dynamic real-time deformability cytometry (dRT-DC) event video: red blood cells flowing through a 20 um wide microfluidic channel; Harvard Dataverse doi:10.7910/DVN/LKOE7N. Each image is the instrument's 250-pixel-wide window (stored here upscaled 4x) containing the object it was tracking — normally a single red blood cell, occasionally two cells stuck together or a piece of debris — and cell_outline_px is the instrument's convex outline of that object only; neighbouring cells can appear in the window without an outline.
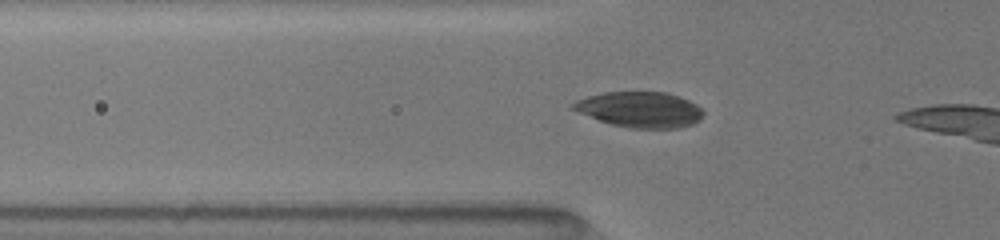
{"species": "common noctule bat (a hibernating species)", "species_latin": "Nyctalus noctula", "temperature_condition": "room temperature", "stored_images_in_passage": 12, "camera_frame_rate_fps": 3000, "um_per_image_px": 0.085, "animal": {"sex": "female", "body_mass_g": 19.5, "forearm_length_mm": 54.1}, "frame": {"image": 1, "passage_image": 9, "time_ms": 2.667, "image_size_px": [1000, 240], "cell_outline_px": [[704, 112], [700, 120], [692, 124], [680, 128], [628, 128], [612, 124], [600, 120], [580, 112], [572, 108], [572, 104], [576, 100], [588, 96], [604, 92], [664, 92], [688, 100], [704, 108]], "centroid_in_image_um": [54.45, 9.31], "position_along_channel_um": 71.4, "area_um2": 26.82}}